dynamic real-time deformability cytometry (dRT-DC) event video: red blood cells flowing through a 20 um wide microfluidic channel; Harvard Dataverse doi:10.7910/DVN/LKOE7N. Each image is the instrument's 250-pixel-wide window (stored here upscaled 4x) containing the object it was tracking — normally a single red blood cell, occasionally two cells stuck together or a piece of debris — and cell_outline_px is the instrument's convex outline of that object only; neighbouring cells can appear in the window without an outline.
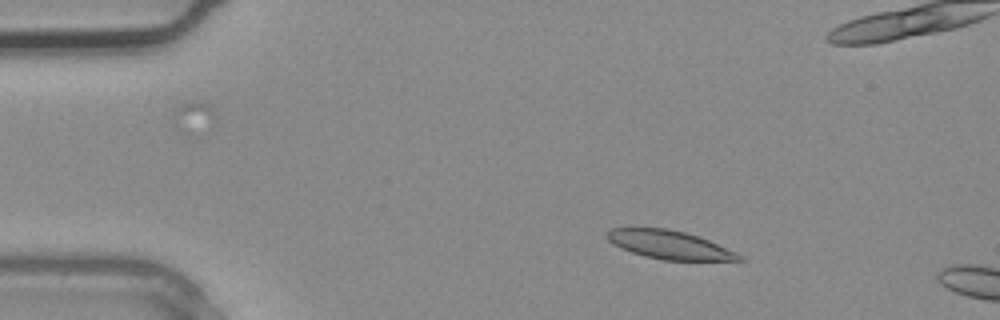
{"species": "common noctule bat (a hibernating species)", "species_latin": "Nyctalus noctula", "temperature_condition": "warm", "stored_images_in_passage": 3, "camera_frame_rate_fps": 3000, "um_per_image_px": 0.085, "animal": {"sex": "male", "body_mass_g": 20.4}, "frame": {"image": 1, "passage_image": 2, "time_ms": 0.333, "image_size_px": [1000, 320], "cell_outline_px": [[744, 260], [664, 260], [644, 256], [620, 248], [612, 244], [604, 236], [612, 228], [668, 228], [684, 232], [708, 240], [736, 252], [744, 256]], "centroid_in_image_um": [56.87, 20.81], "position_along_channel_um": 28.1, "area_um2": 21.73}}